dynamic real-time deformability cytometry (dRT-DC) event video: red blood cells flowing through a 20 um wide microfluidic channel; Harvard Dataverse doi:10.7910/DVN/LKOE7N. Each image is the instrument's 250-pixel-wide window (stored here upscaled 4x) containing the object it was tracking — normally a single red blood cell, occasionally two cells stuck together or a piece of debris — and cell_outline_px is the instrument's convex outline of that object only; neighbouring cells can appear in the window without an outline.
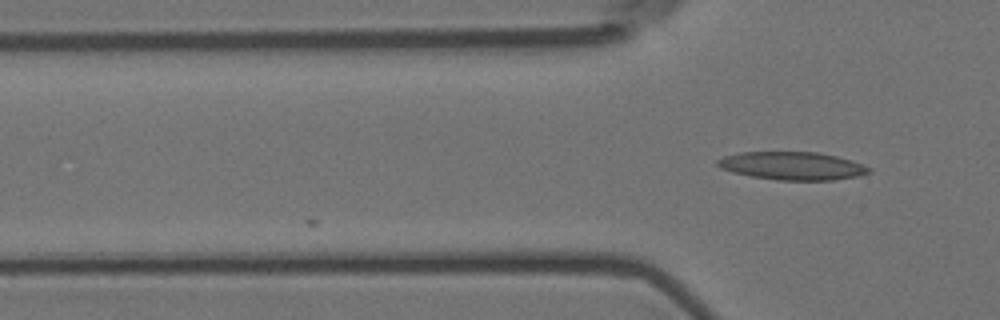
{"species": "Egyptian fruit bat (a non-hibernating species)", "species_latin": "Rousettus aegyptiacus", "temperature_condition": "room temperature", "stored_images_in_passage": 4, "camera_frame_rate_fps": 3000, "um_per_image_px": 0.085, "animal": {"sex": "female"}, "frame": {"image": 1, "passage_image": 4, "time_ms": 1.0, "image_size_px": [1000, 320], "cell_outline_px": [[872, 172], [856, 176], [832, 180], [776, 180], [752, 176], [732, 172], [720, 168], [716, 164], [716, 160], [724, 156], [740, 152], [816, 152], [836, 156], [872, 168]], "centroid_in_image_um": [67.3, 14.1], "position_along_channel_um": 58.5, "area_um2": 24.57}}